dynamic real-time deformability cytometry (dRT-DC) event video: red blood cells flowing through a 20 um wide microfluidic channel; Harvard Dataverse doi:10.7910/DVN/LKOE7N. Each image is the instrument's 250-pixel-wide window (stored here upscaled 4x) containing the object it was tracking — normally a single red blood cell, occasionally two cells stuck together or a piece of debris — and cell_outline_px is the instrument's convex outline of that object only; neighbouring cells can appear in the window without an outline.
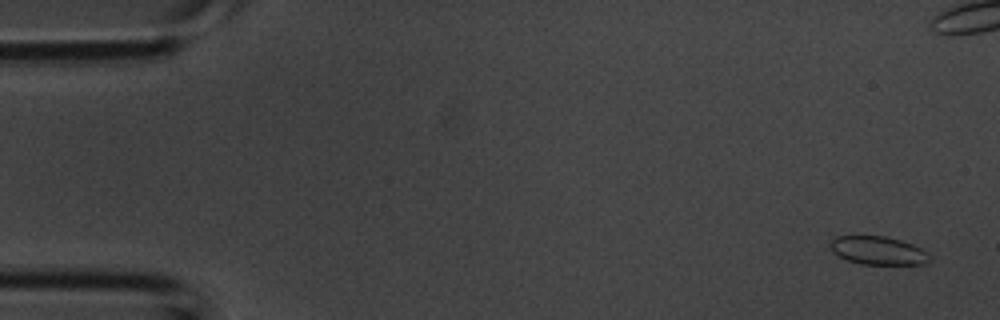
{"species": "common noctule bat (a hibernating species)", "species_latin": "Nyctalus noctula", "temperature_condition": "room temperature", "stored_images_in_passage": 4, "camera_frame_rate_fps": 3000, "um_per_image_px": 0.085, "animal": {"sex": "male", "body_mass_g": 20.1, "forearm_length_mm": 53.5}, "frame": {"image": 1, "passage_image": 1, "time_ms": 0.0, "image_size_px": [1000, 320], "cell_outline_px": [[928, 260], [924, 264], [860, 264], [848, 260], [832, 252], [832, 240], [836, 236], [884, 236], [900, 240], [912, 244], [928, 252]], "centroid_in_image_um": [74.64, 21.29], "position_along_channel_um": 10.4, "area_um2": 16.07}}